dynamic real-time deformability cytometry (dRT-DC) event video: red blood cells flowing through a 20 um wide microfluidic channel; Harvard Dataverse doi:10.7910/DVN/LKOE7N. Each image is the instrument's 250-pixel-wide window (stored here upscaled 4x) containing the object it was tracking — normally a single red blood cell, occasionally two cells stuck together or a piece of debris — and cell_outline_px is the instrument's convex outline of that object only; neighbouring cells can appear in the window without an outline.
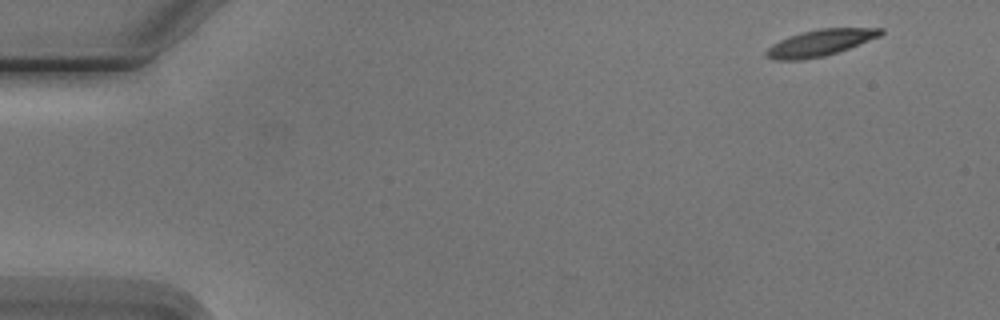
{"species": "Egyptian fruit bat (a non-hibernating species)", "species_latin": "Rousettus aegyptiacus", "temperature_condition": "cold", "stored_images_in_passage": 10, "camera_frame_rate_fps": 3000, "um_per_image_px": 0.085, "animal": {"sex": "male"}, "frame": {"image": 1, "passage_image": 1, "time_ms": 0.0, "image_size_px": [1000, 320], "cell_outline_px": [[884, 32], [880, 36], [848, 48], [824, 56], [804, 60], [772, 60], [764, 56], [764, 52], [772, 44], [780, 40], [800, 32], [820, 28], [884, 28]], "centroid_in_image_um": [69.66, 3.64], "position_along_channel_um": 15.3, "area_um2": 17.63}}
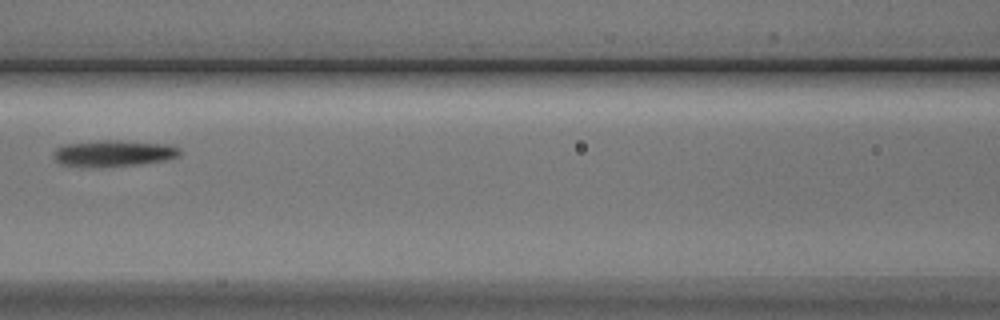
{"frame": {"image": 2, "passage_image": 6, "time_ms": 7.0, "image_size_px": [1000, 320], "cell_outline_px": [[184, 152], [180, 156], [168, 160], [140, 164], [100, 168], [60, 164], [52, 156], [52, 152], [56, 148], [64, 144], [104, 140], [120, 140], [168, 144], [180, 148]], "centroid_in_image_um": [9.69, 13.04], "position_along_channel_um": 156.9, "area_um2": 19.88}}
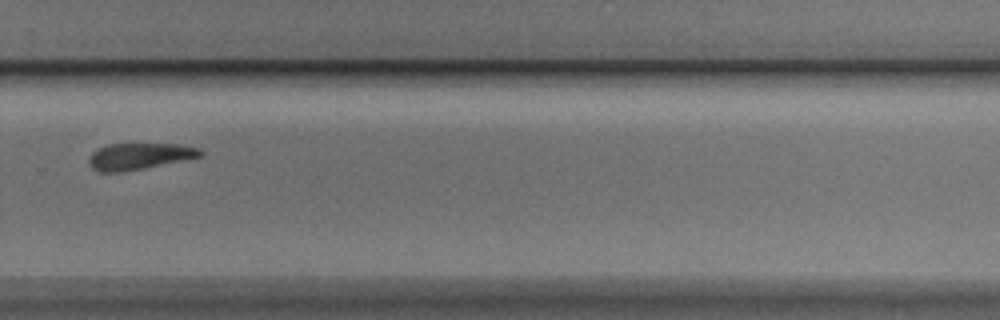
{"frame": {"image": 3, "passage_image": 10, "time_ms": 11.333, "image_size_px": [1000, 320], "cell_outline_px": [[204, 152], [200, 156], [144, 168], [120, 172], [100, 172], [92, 168], [88, 164], [88, 156], [92, 152], [108, 144], [180, 144], [200, 148]], "centroid_in_image_um": [11.8, 13.28], "position_along_channel_um": 318.0, "area_um2": 17.05}}